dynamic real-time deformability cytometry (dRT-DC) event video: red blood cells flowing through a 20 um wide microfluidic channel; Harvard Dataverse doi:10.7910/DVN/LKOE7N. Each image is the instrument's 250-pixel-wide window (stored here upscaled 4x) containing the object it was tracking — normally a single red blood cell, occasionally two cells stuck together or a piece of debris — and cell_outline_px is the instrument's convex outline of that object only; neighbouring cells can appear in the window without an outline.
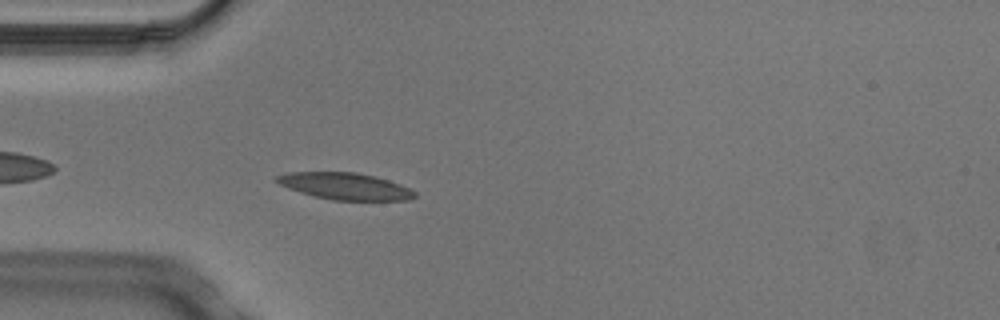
{"species": "Egyptian fruit bat (a non-hibernating species)", "species_latin": "Rousettus aegyptiacus", "temperature_condition": "cold", "stored_images_in_passage": 4, "camera_frame_rate_fps": 3000, "um_per_image_px": 0.085, "animal": {"sex": "male"}, "frame": {"image": 1, "passage_image": 4, "time_ms": 1.0, "image_size_px": [1000, 320], "cell_outline_px": [[416, 196], [408, 200], [332, 200], [312, 196], [288, 188], [280, 184], [276, 180], [276, 176], [288, 172], [356, 172], [376, 176], [400, 184], [416, 192]], "centroid_in_image_um": [29.33, 15.82], "position_along_channel_um": 55.7, "area_um2": 21.5}}